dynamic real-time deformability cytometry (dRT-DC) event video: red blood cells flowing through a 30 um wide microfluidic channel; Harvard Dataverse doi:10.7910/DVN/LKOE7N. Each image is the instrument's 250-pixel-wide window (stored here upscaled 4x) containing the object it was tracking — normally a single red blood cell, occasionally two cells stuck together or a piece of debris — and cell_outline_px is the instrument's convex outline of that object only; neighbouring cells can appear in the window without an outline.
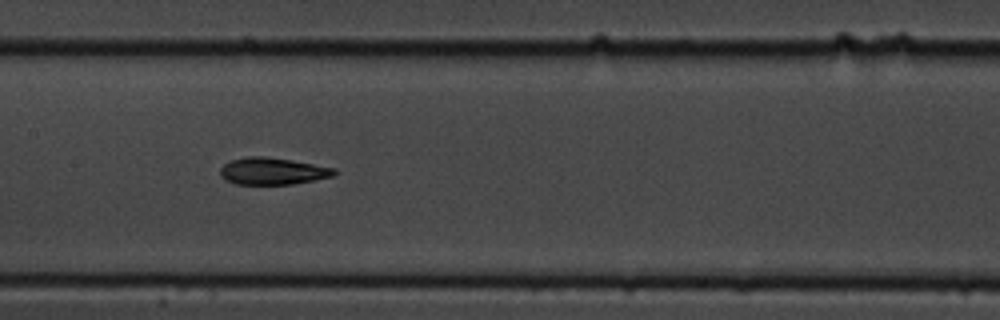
{"species": "common noctule bat (a hibernating species)", "species_latin": "Nyctalus noctula", "temperature_condition": "cold", "stored_images_in_passage": 13, "camera_frame_rate_fps": 3000, "um_per_image_px": 0.085, "animal": {"sex": "male", "body_mass_g": 19.5, "forearm_length_mm": 54.6}, "frame": {"image": 1, "passage_image": 8, "time_ms": 9.0, "image_size_px": [1000, 320], "cell_outline_px": [[336, 172], [332, 176], [292, 184], [236, 184], [224, 180], [220, 176], [220, 168], [224, 164], [232, 160], [248, 156], [264, 156], [292, 160], [336, 168]], "centroid_in_image_um": [23.13, 14.54], "position_along_channel_um": 184.3, "area_um2": 17.86}}
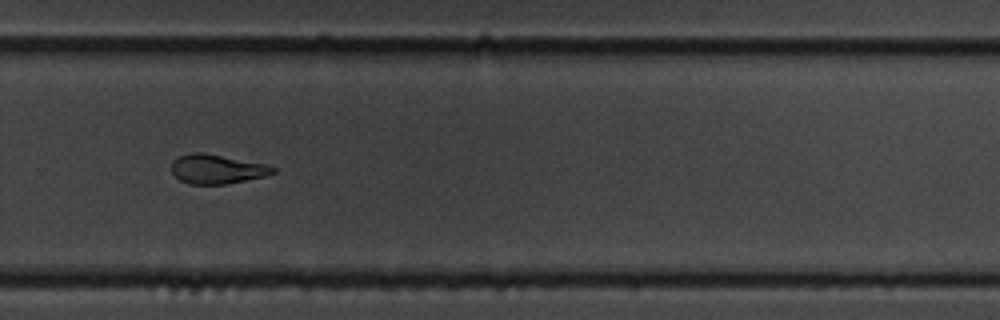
{"frame": {"image": 2, "passage_image": 11, "time_ms": 12.667, "image_size_px": [1000, 320], "cell_outline_px": [[276, 172], [264, 176], [228, 184], [188, 184], [180, 180], [172, 172], [172, 160], [180, 156], [192, 152], [200, 152], [264, 164], [276, 168]], "centroid_in_image_um": [18.41, 14.38], "position_along_channel_um": 311.4, "area_um2": 17.05}}
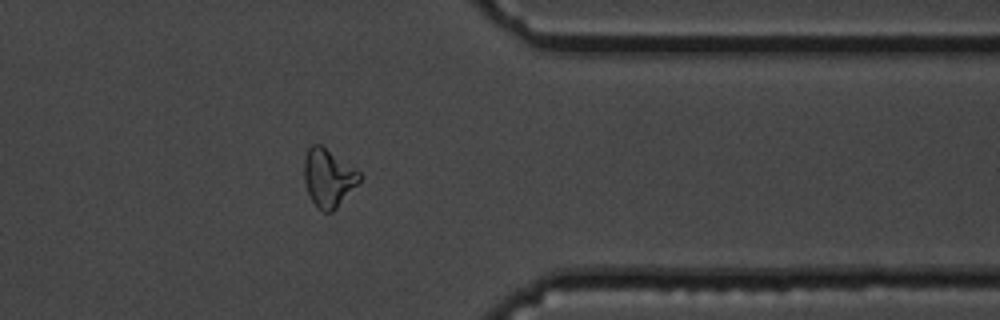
{"frame": {"image": 3, "passage_image": 13, "time_ms": 15.0, "image_size_px": [1000, 320], "cell_outline_px": [[360, 180], [336, 208], [332, 212], [324, 212], [316, 208], [308, 192], [304, 180], [304, 160], [308, 148], [312, 144], [320, 144], [360, 172]], "centroid_in_image_um": [27.88, 15.12], "position_along_channel_um": 383.5, "area_um2": 18.38}, "authors_computed_cell_mechanics": {"area_um2": 18.3804, "velocity_mm_per_s": 3.4841, "shape_relaxation_time_tau1_ms": null, "shape_relaxation_time_tau2_ms": 3.7176, "deformation_change_tau1": null, "deformation_change_tau2": 0.1045}}